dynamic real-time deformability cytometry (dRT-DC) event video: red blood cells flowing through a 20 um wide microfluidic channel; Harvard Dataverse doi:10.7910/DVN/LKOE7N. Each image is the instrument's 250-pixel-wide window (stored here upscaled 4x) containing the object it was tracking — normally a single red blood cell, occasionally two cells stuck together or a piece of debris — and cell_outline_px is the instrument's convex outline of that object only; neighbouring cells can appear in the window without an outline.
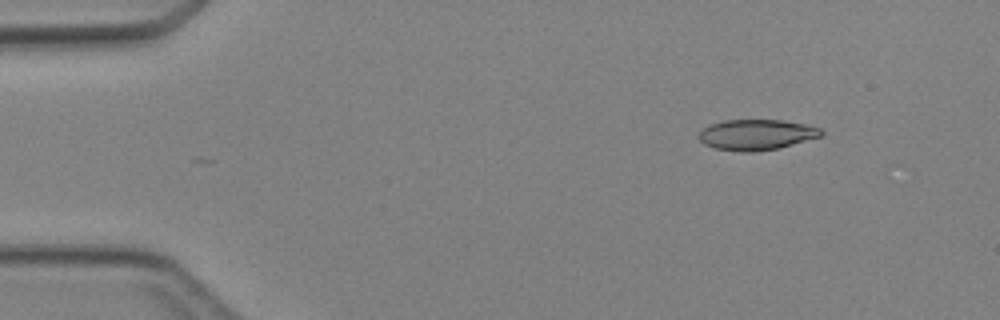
{"species": "Egyptian fruit bat (a non-hibernating species)", "species_latin": "Rousettus aegyptiacus", "temperature_condition": "cold", "stored_images_in_passage": 5, "camera_frame_rate_fps": 3000, "um_per_image_px": 0.085, "animal": {"sex": "female"}, "frame": {"image": 1, "passage_image": 2, "time_ms": 1.333, "image_size_px": [1000, 320], "cell_outline_px": [[824, 136], [780, 148], [752, 152], [740, 152], [716, 148], [704, 144], [700, 140], [700, 132], [704, 128], [712, 124], [724, 120], [784, 120], [804, 124], [820, 128], [824, 132]], "centroid_in_image_um": [64.36, 11.45], "position_along_channel_um": 20.6, "area_um2": 21.85}}